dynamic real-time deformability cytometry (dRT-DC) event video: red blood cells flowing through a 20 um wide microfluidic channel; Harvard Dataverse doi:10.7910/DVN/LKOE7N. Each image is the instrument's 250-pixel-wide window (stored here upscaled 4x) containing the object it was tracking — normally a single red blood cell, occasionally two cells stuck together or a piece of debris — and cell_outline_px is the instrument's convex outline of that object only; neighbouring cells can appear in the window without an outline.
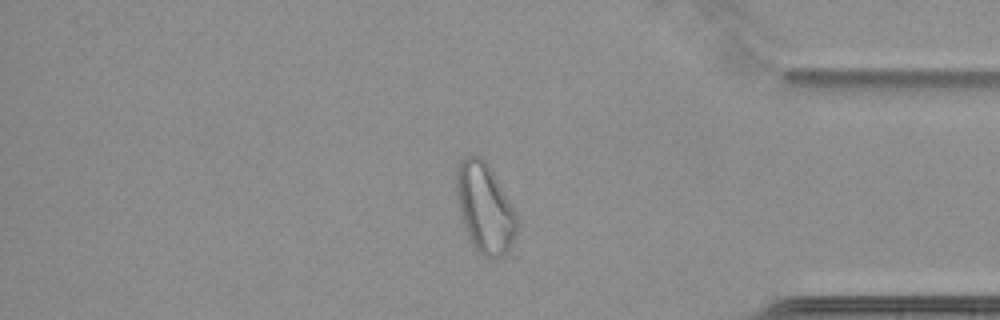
{"species": "common noctule bat (a hibernating species)", "species_latin": "Nyctalus noctula", "temperature_condition": "cold", "stored_images_in_passage": 66, "camera_frame_rate_fps": 3000, "um_per_image_px": 0.085, "animal": {"sex": "female", "body_mass_g": 22.7, "forearm_length_mm": 54.2}, "frame": {"image": 1, "passage_image": 57, "time_ms": 18.667, "image_size_px": [1000, 320], "cell_outline_px": [[516, 260], [492, 260], [484, 256], [472, 244], [464, 228], [460, 216], [456, 200], [456, 168], [460, 160], [468, 156], [480, 156], [488, 164], [516, 212]], "centroid_in_image_um": [41.27, 17.85], "position_along_channel_um": 393.9, "area_um2": 33.06}}